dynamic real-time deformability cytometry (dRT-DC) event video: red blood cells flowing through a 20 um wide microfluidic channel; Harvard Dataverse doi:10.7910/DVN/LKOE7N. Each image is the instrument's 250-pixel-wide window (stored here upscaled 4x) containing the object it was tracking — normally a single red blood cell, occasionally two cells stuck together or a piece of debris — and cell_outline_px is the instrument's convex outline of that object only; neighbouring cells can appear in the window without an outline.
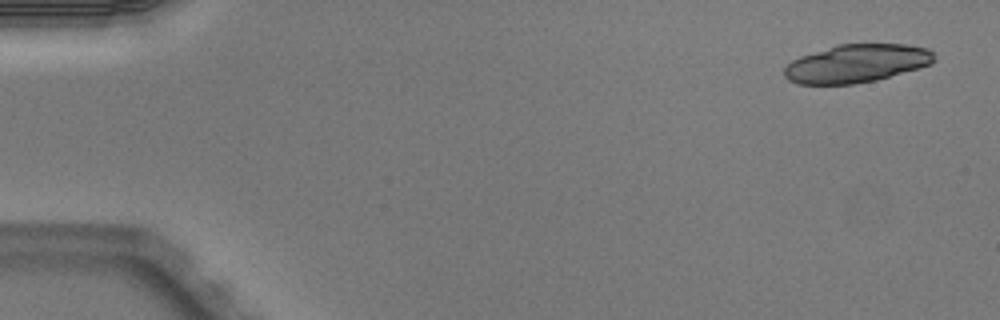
{"species": "Egyptian fruit bat (a non-hibernating species)", "species_latin": "Rousettus aegyptiacus", "temperature_condition": "warm", "stored_images_in_passage": 5, "camera_frame_rate_fps": 3000, "um_per_image_px": 0.085, "animal": {"sex": "male"}, "frame": {"image": 1, "passage_image": 1, "time_ms": 0.0, "image_size_px": [1000, 320], "cell_outline_px": [[936, 60], [932, 64], [920, 68], [876, 80], [852, 84], [796, 84], [788, 80], [784, 76], [784, 68], [792, 60], [800, 56], [836, 44], [908, 44], [928, 48], [932, 52]], "centroid_in_image_um": [72.82, 5.39], "position_along_channel_um": 12.2, "area_um2": 33.58}}